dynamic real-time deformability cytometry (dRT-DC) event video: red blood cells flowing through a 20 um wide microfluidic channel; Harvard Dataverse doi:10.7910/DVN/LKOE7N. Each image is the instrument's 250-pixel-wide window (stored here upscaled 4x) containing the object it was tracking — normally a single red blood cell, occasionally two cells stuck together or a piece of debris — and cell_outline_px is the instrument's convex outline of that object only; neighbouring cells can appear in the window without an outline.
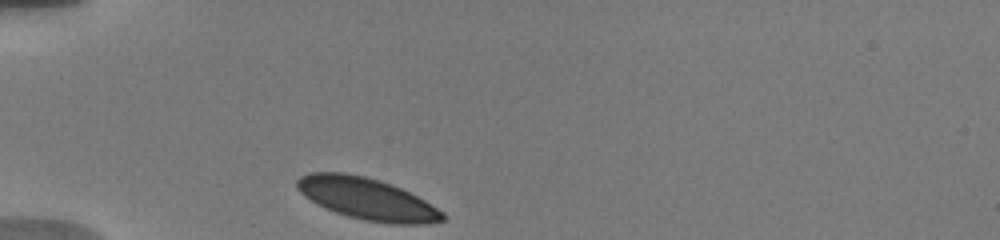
{"species": "human", "species_latin": "Homo sapiens", "temperature_condition": "warm", "stored_images_in_passage": 4, "camera_frame_rate_fps": 3000, "um_per_image_px": 0.085, "donor": {"sex": "male"}, "frame": {"image": 1, "passage_image": 1, "time_ms": 0.0, "image_size_px": [1000, 240], "cell_outline_px": [[444, 220], [424, 224], [388, 224], [364, 220], [348, 216], [324, 208], [316, 204], [304, 196], [296, 188], [296, 180], [300, 176], [308, 172], [344, 172], [364, 176], [380, 180], [400, 188], [424, 200], [444, 212]], "centroid_in_image_um": [31.15, 16.89], "position_along_channel_um": 53.8, "area_um2": 35.49}}